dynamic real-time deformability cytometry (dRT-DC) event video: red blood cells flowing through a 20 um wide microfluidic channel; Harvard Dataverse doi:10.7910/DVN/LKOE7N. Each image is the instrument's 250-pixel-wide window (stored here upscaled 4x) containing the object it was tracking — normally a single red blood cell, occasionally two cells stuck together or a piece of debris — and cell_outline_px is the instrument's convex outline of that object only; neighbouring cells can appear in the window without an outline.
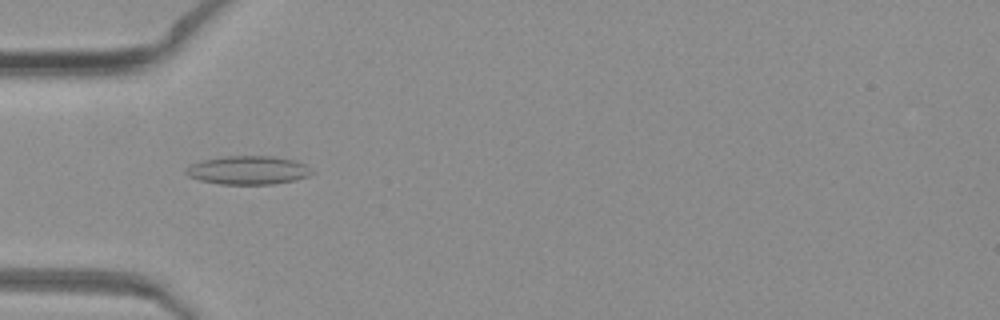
{"species": "common noctule bat (a hibernating species)", "species_latin": "Nyctalus noctula", "temperature_condition": "warm", "stored_images_in_passage": 49, "camera_frame_rate_fps": 3000, "um_per_image_px": 0.085, "animal": {"sex": "female", "body_mass_g": 19.3, "forearm_length_mm": 54.1}, "frame": {"image": 1, "passage_image": 16, "time_ms": 5.0, "image_size_px": [1000, 320], "cell_outline_px": [[316, 172], [308, 176], [292, 180], [272, 184], [220, 184], [200, 180], [188, 176], [184, 172], [184, 168], [192, 164], [204, 160], [224, 156], [272, 156], [292, 160], [304, 164]], "centroid_in_image_um": [21.07, 14.46], "position_along_channel_um": 63.9, "area_um2": 20.81}}
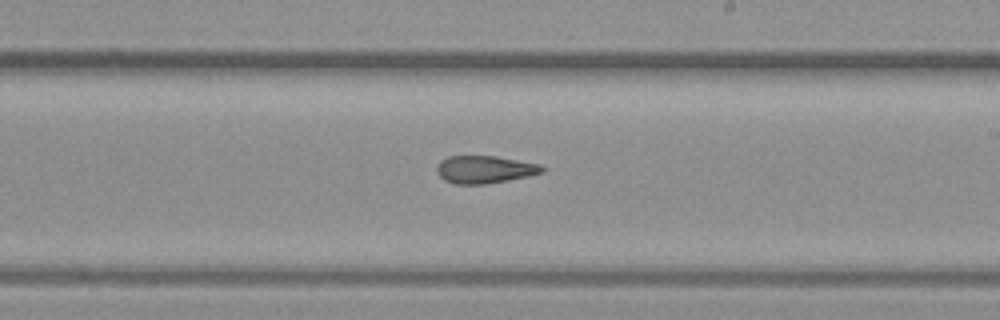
{"frame": {"image": 2, "passage_image": 29, "time_ms": 9.333, "image_size_px": [1000, 320], "cell_outline_px": [[548, 168], [544, 172], [528, 176], [488, 184], [456, 184], [444, 180], [436, 172], [436, 168], [440, 160], [448, 156], [496, 156], [540, 164]], "centroid_in_image_um": [41.21, 14.4], "position_along_channel_um": 247.8, "area_um2": 17.11}}
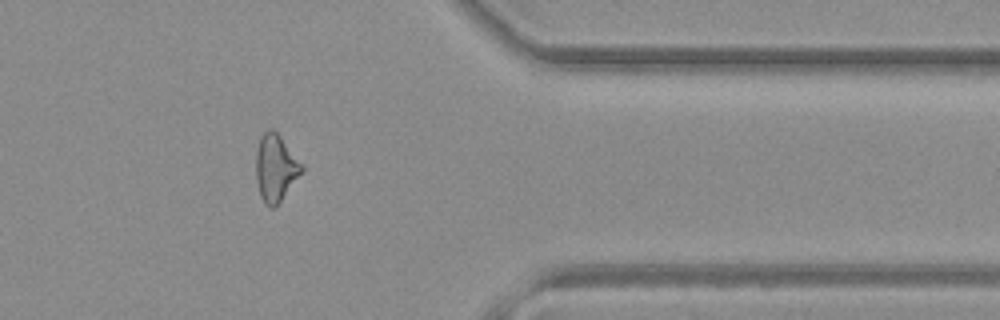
{"frame": {"image": 3, "passage_image": 40, "time_ms": 13.0, "image_size_px": [1000, 320], "cell_outline_px": [[304, 168], [280, 200], [272, 208], [268, 208], [264, 204], [260, 196], [256, 180], [256, 152], [260, 136], [268, 128], [272, 128], [280, 136], [304, 164]], "centroid_in_image_um": [23.4, 14.24], "position_along_channel_um": 388.0, "area_um2": 17.74}}